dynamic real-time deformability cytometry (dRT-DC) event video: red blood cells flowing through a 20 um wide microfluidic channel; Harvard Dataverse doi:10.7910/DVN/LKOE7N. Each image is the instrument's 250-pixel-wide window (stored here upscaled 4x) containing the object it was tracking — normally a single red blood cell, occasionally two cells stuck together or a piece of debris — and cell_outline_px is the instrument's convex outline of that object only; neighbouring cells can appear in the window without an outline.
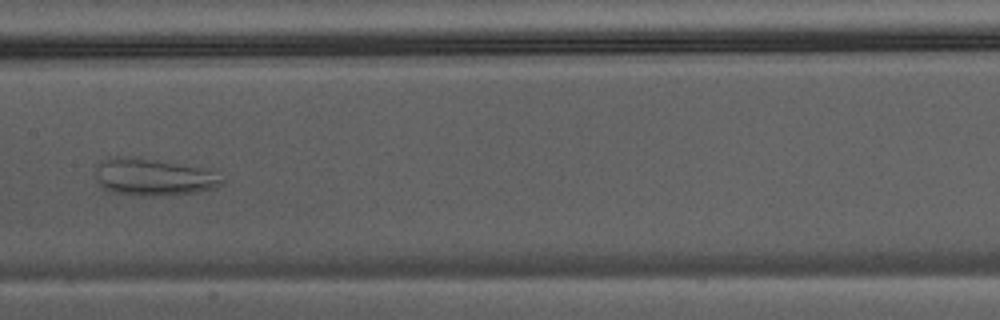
{"species": "Egyptian fruit bat (a non-hibernating species)", "species_latin": "Rousettus aegyptiacus", "temperature_condition": "warm", "stored_images_in_passage": 37, "camera_frame_rate_fps": 3000, "um_per_image_px": 0.085, "animal": {"sex": "male"}, "frame": {"image": 1, "passage_image": 16, "time_ms": 5.0, "image_size_px": [1000, 320], "cell_outline_px": [[224, 184], [216, 188], [196, 192], [164, 196], [144, 196], [112, 192], [100, 188], [96, 180], [96, 168], [100, 164], [116, 156], [128, 156], [156, 160], [200, 168], [212, 172], [224, 180]], "centroid_in_image_um": [13.02, 15.08], "position_along_channel_um": 194.4, "area_um2": 27.11}}